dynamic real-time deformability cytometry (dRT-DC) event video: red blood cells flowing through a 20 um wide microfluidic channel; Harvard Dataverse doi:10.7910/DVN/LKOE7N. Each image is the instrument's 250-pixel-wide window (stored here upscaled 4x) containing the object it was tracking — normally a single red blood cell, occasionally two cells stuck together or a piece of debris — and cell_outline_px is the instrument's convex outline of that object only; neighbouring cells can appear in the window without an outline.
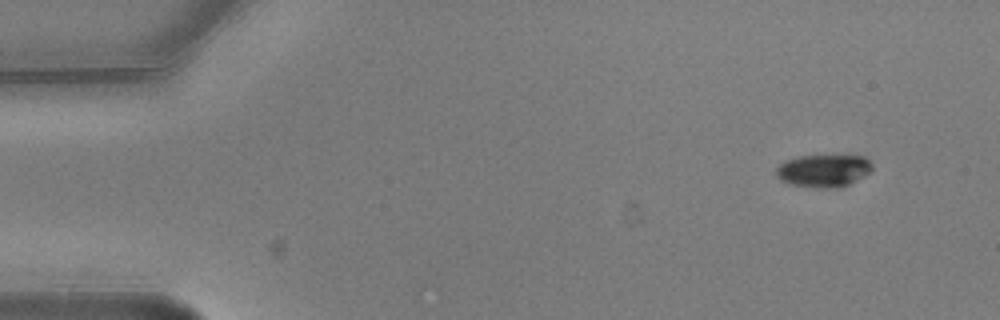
{"species": "common noctule bat (a hibernating species)", "species_latin": "Nyctalus noctula", "temperature_condition": "warm", "stored_images_in_passage": 8, "camera_frame_rate_fps": 3000, "um_per_image_px": 0.085, "animal": {"sex": "male", "body_mass_g": 20.5, "forearm_length_mm": 52.5}, "frame": {"image": 1, "passage_image": 1, "time_ms": 0.0, "image_size_px": [1000, 320], "cell_outline_px": [[872, 172], [840, 188], [816, 188], [792, 184], [780, 180], [776, 176], [776, 168], [780, 164], [788, 160], [800, 156], [864, 156], [872, 164]], "centroid_in_image_um": [70.02, 14.52], "position_along_channel_um": 15.0, "area_um2": 18.15}}
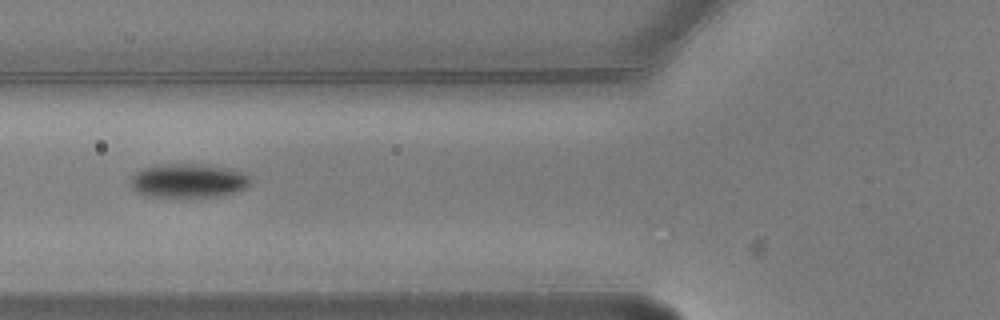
{"frame": {"image": 2, "passage_image": 6, "time_ms": 1.667, "image_size_px": [1000, 320], "cell_outline_px": [[252, 180], [244, 188], [220, 196], [148, 196], [132, 188], [132, 176], [140, 168], [160, 164], [204, 164], [228, 168], [240, 172], [248, 176]], "centroid_in_image_um": [15.99, 15.33], "position_along_channel_um": 109.8, "area_um2": 23.29}}
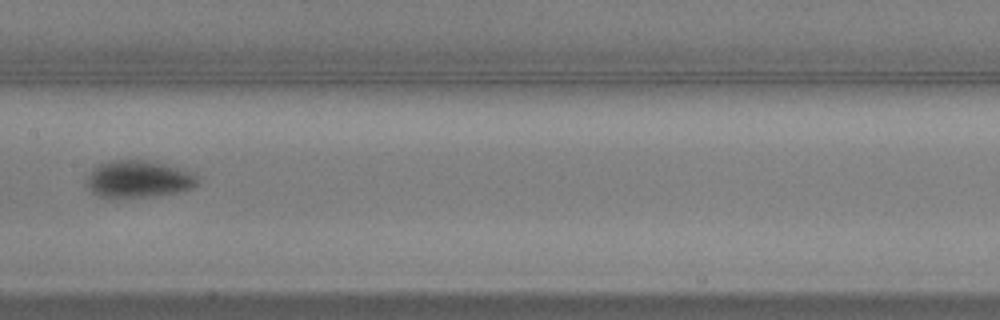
{"frame": {"image": 3, "passage_image": 8, "time_ms": 2.333, "image_size_px": [1000, 320], "cell_outline_px": [[200, 180], [192, 188], [176, 192], [152, 196], [100, 196], [92, 192], [88, 184], [88, 176], [92, 168], [100, 164], [112, 160], [144, 160], [164, 164], [192, 172]], "centroid_in_image_um": [11.79, 15.2], "position_along_channel_um": 195.6, "area_um2": 23.35}}